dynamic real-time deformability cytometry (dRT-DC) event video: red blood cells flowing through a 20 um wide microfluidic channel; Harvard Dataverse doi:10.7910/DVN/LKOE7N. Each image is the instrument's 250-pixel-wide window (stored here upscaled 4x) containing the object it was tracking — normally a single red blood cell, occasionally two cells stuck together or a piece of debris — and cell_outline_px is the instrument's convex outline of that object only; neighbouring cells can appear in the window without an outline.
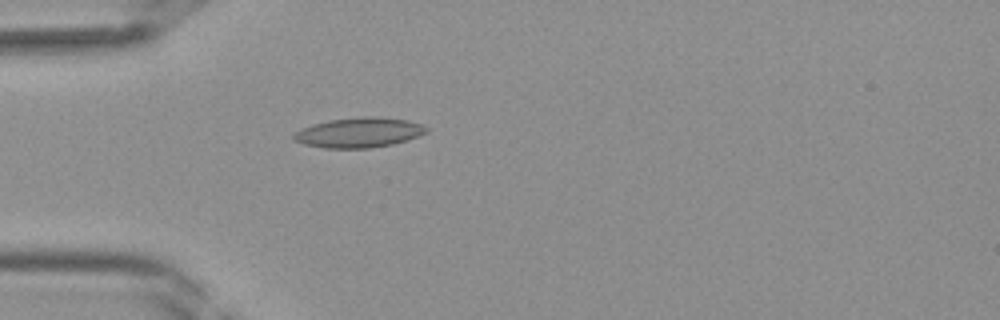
{"species": "Egyptian fruit bat (a non-hibernating species)", "species_latin": "Rousettus aegyptiacus", "temperature_condition": "room temperature", "stored_images_in_passage": 36, "camera_frame_rate_fps": 3000, "um_per_image_px": 0.085, "frame": {"image": 1, "passage_image": 7, "time_ms": 2.0, "image_size_px": [1000, 320], "cell_outline_px": [[428, 132], [392, 144], [368, 148], [324, 148], [304, 144], [292, 140], [292, 136], [300, 128], [312, 124], [328, 120], [360, 116], [372, 116], [408, 120], [420, 124], [428, 128]], "centroid_in_image_um": [30.45, 11.26], "position_along_channel_um": 54.5, "area_um2": 23.12}}
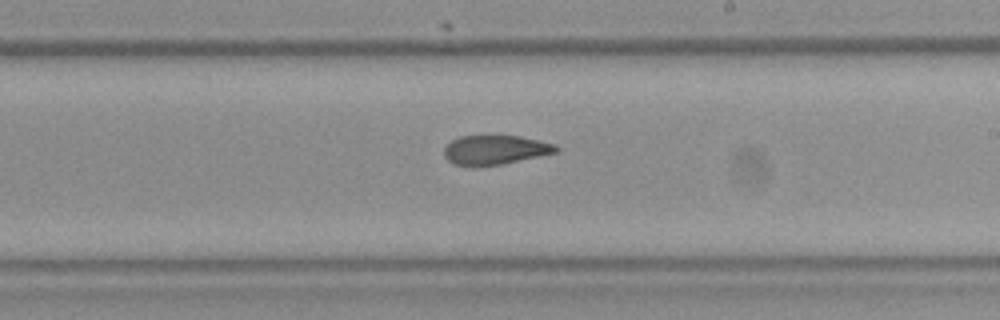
{"frame": {"image": 2, "passage_image": 19, "time_ms": 6.0, "image_size_px": [1000, 320], "cell_outline_px": [[560, 148], [556, 152], [540, 156], [504, 164], [472, 168], [452, 164], [444, 156], [444, 148], [452, 140], [460, 136], [520, 136], [556, 144]], "centroid_in_image_um": [42.06, 12.77], "position_along_channel_um": 246.9, "area_um2": 19.48}}
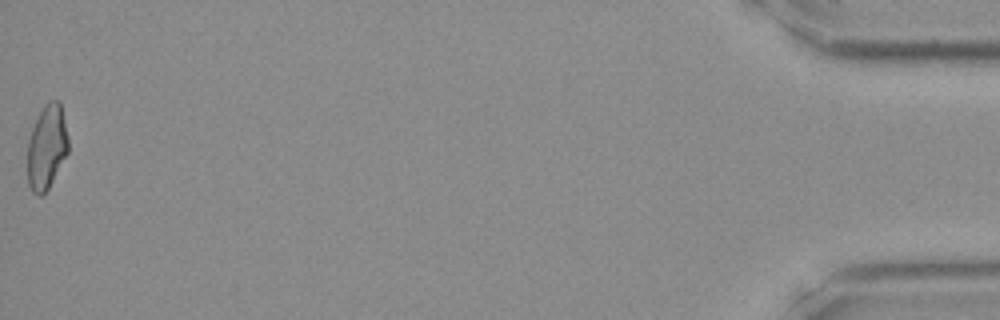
{"frame": {"image": 3, "passage_image": 36, "time_ms": 11.667, "image_size_px": [1000, 320], "cell_outline_px": [[68, 152], [48, 188], [40, 196], [32, 192], [28, 184], [28, 140], [32, 128], [44, 104], [48, 100], [60, 100], [68, 136]], "centroid_in_image_um": [3.98, 12.47], "position_along_channel_um": 431.2, "area_um2": 19.94}}